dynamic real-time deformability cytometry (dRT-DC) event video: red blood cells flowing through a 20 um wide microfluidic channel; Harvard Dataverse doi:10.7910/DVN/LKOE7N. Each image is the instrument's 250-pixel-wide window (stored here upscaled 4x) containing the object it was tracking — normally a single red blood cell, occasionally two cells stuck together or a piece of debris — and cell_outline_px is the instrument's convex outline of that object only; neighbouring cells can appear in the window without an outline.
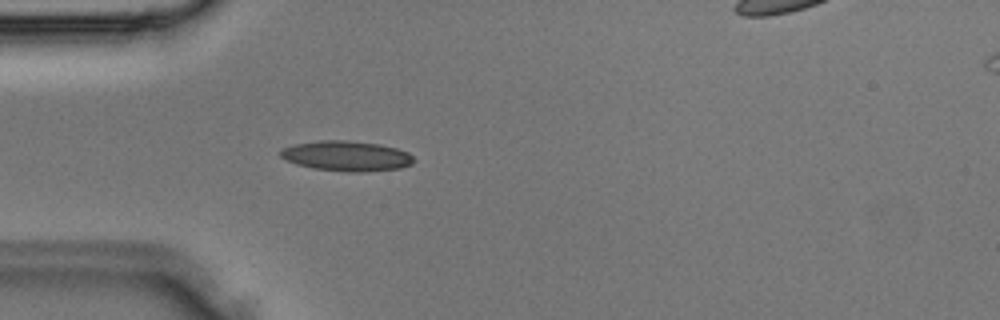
{"species": "Egyptian fruit bat (a non-hibernating species)", "species_latin": "Rousettus aegyptiacus", "temperature_condition": "room temperature", "stored_images_in_passage": 29, "camera_frame_rate_fps": 3000, "um_per_image_px": 0.085, "animal": {"sex": "male"}, "frame": {"image": 1, "passage_image": 5, "time_ms": 1.333, "image_size_px": [1000, 320], "cell_outline_px": [[416, 160], [412, 164], [400, 168], [364, 172], [348, 172], [312, 168], [296, 164], [280, 156], [280, 152], [284, 148], [292, 144], [320, 140], [348, 140], [380, 144], [396, 148], [408, 152]], "centroid_in_image_um": [29.48, 13.25], "position_along_channel_um": 55.5, "area_um2": 23.52}}
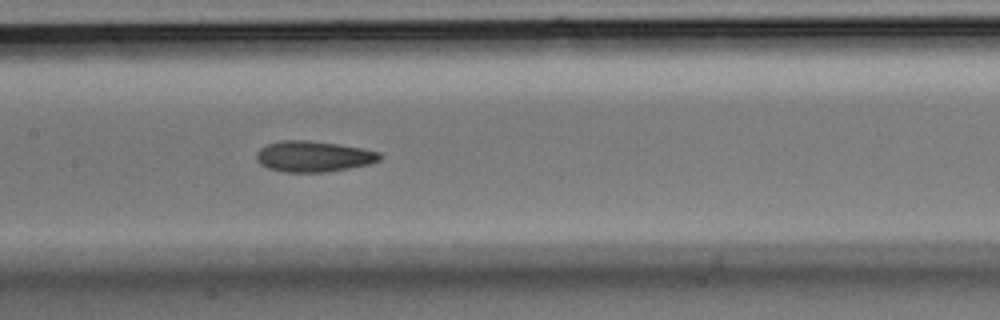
{"frame": {"image": 2, "passage_image": 12, "time_ms": 3.667, "image_size_px": [1000, 320], "cell_outline_px": [[380, 160], [368, 164], [348, 168], [324, 172], [284, 172], [268, 168], [260, 164], [256, 160], [256, 152], [260, 148], [268, 144], [280, 140], [308, 140], [336, 144], [360, 148], [380, 152]], "centroid_in_image_um": [26.59, 13.29], "position_along_channel_um": 180.8, "area_um2": 22.02}}
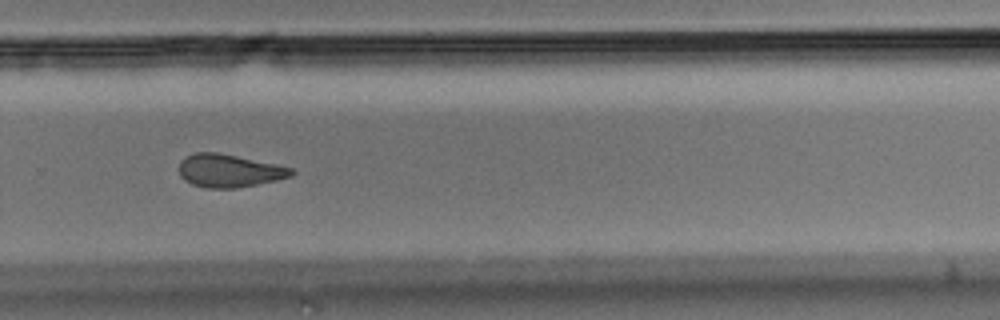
{"frame": {"image": 3, "passage_image": 19, "time_ms": 6.0, "image_size_px": [1000, 320], "cell_outline_px": [[296, 172], [292, 176], [276, 180], [236, 188], [204, 188], [192, 184], [184, 180], [180, 176], [180, 160], [184, 156], [196, 152], [216, 152], [276, 164], [292, 168]], "centroid_in_image_um": [19.45, 14.51], "position_along_channel_um": 310.3, "area_um2": 21.56}}